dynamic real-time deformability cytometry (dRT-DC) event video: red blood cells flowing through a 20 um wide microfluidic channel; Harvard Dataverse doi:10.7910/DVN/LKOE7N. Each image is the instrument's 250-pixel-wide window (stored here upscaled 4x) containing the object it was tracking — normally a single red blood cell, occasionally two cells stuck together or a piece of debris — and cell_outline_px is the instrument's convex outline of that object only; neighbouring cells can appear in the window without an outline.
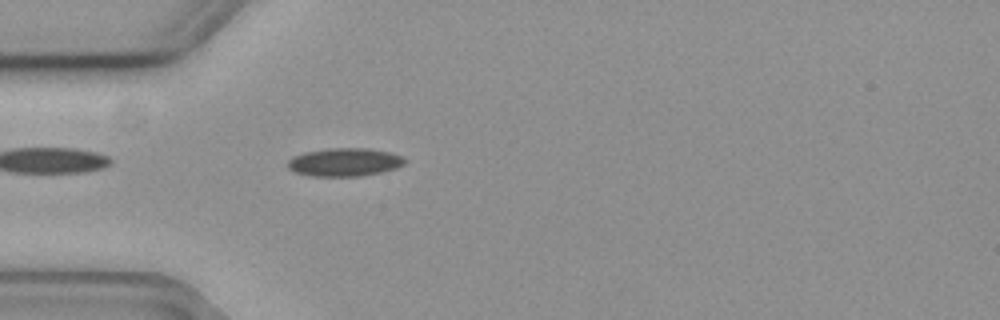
{"species": "common noctule bat (a hibernating species)", "species_latin": "Nyctalus noctula", "temperature_condition": "cold", "stored_images_in_passage": 43, "camera_frame_rate_fps": 3000, "um_per_image_px": 0.085, "animal": {"sex": "female", "body_mass_g": 19.3, "forearm_length_mm": 54.1}, "frame": {"image": 1, "passage_image": 3, "time_ms": 0.667, "image_size_px": [1000, 320], "cell_outline_px": [[408, 160], [404, 164], [396, 168], [384, 172], [360, 176], [312, 176], [296, 172], [288, 168], [288, 160], [292, 156], [304, 152], [328, 148], [364, 148], [388, 152], [400, 156]], "centroid_in_image_um": [29.28, 13.78], "position_along_channel_um": 55.7, "area_um2": 19.25}}
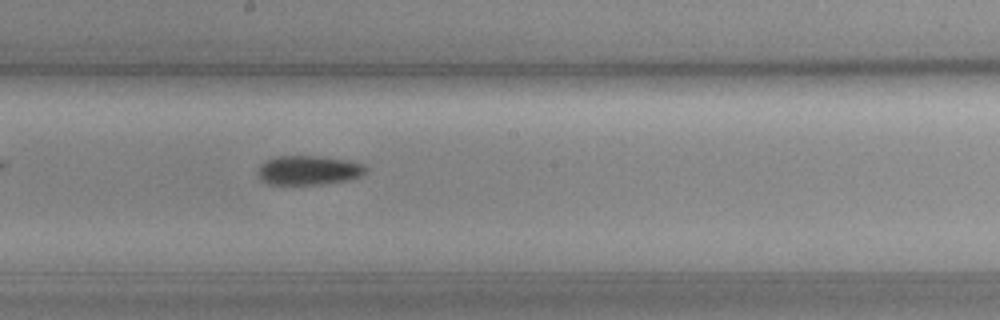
{"frame": {"image": 2, "passage_image": 17, "time_ms": 5.333, "image_size_px": [1000, 320], "cell_outline_px": [[368, 172], [360, 176], [348, 180], [320, 184], [268, 184], [260, 180], [256, 172], [260, 164], [276, 156], [320, 156], [344, 160], [364, 164], [368, 168]], "centroid_in_image_um": [26.22, 14.47], "position_along_channel_um": 222.0, "area_um2": 18.5}}
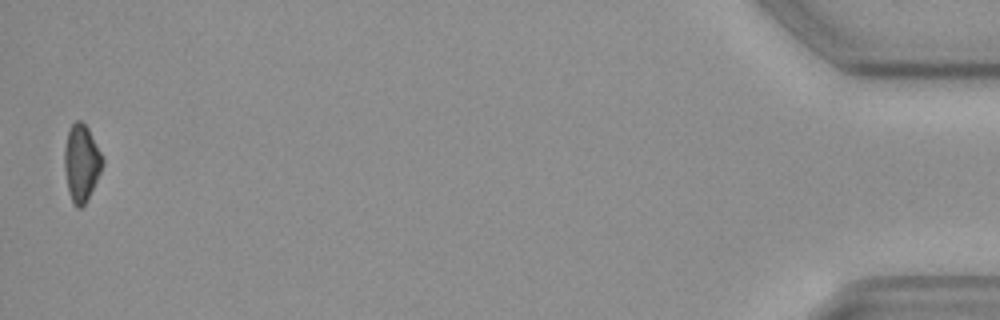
{"frame": {"image": 3, "passage_image": 42, "time_ms": 13.667, "image_size_px": [1000, 320], "cell_outline_px": [[104, 160], [100, 172], [84, 204], [80, 208], [76, 208], [72, 200], [68, 188], [64, 168], [64, 148], [68, 128], [76, 120], [80, 120], [88, 128]], "centroid_in_image_um": [6.89, 13.8], "position_along_channel_um": 428.3, "area_um2": 16.7}}